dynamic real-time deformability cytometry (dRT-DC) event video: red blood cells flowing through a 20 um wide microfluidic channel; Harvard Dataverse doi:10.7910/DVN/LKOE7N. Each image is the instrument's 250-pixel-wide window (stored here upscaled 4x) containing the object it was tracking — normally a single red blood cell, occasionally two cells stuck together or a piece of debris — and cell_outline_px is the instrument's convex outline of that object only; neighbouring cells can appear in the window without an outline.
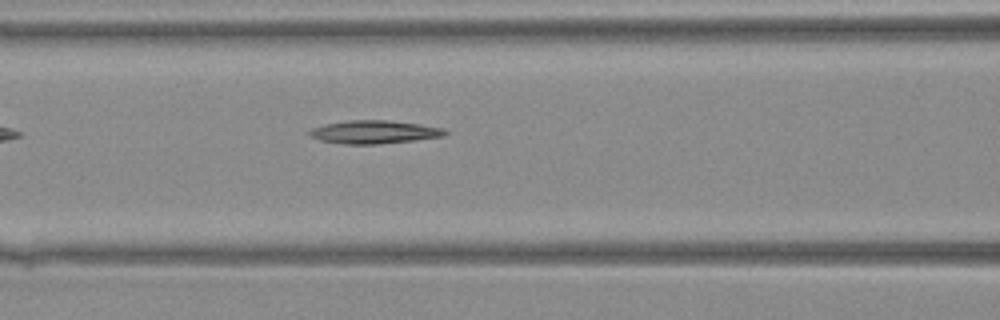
{"species": "Egyptian fruit bat (a non-hibernating species)", "species_latin": "Rousettus aegyptiacus", "temperature_condition": "warm", "stored_images_in_passage": 21, "camera_frame_rate_fps": 3000, "um_per_image_px": 0.085, "animal": {"sex": "female"}, "frame": {"image": 1, "passage_image": 5, "time_ms": 1.333, "image_size_px": [1000, 320], "cell_outline_px": [[448, 132], [444, 136], [412, 140], [376, 144], [344, 144], [320, 140], [312, 136], [308, 132], [312, 128], [324, 124], [352, 120], [388, 120], [420, 124], [444, 128]], "centroid_in_image_um": [31.82, 11.21], "position_along_channel_um": 134.8, "area_um2": 18.09}}
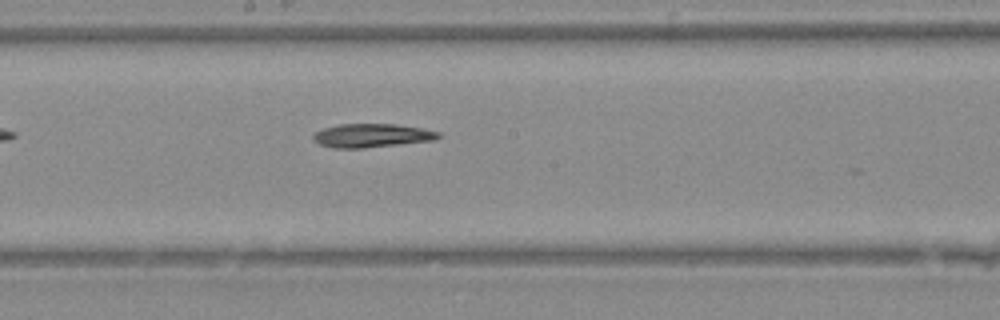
{"frame": {"image": 2, "passage_image": 10, "time_ms": 3.0, "image_size_px": [1000, 320], "cell_outline_px": [[440, 136], [432, 140], [364, 148], [332, 148], [320, 144], [312, 140], [312, 136], [316, 132], [324, 128], [340, 124], [396, 124], [420, 128], [440, 132]], "centroid_in_image_um": [31.55, 11.52], "position_along_channel_um": 216.7, "area_um2": 17.05}}
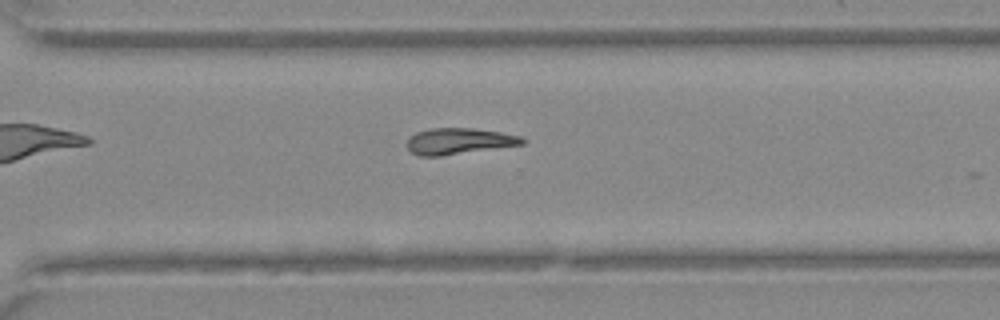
{"frame": {"image": 3, "passage_image": 17, "time_ms": 5.333, "image_size_px": [1000, 320], "cell_outline_px": [[528, 140], [524, 144], [440, 156], [420, 156], [412, 152], [408, 148], [408, 140], [416, 132], [432, 128], [472, 128], [500, 132], [520, 136]], "centroid_in_image_um": [39.04, 11.99], "position_along_channel_um": 331.6, "area_um2": 17.4}}